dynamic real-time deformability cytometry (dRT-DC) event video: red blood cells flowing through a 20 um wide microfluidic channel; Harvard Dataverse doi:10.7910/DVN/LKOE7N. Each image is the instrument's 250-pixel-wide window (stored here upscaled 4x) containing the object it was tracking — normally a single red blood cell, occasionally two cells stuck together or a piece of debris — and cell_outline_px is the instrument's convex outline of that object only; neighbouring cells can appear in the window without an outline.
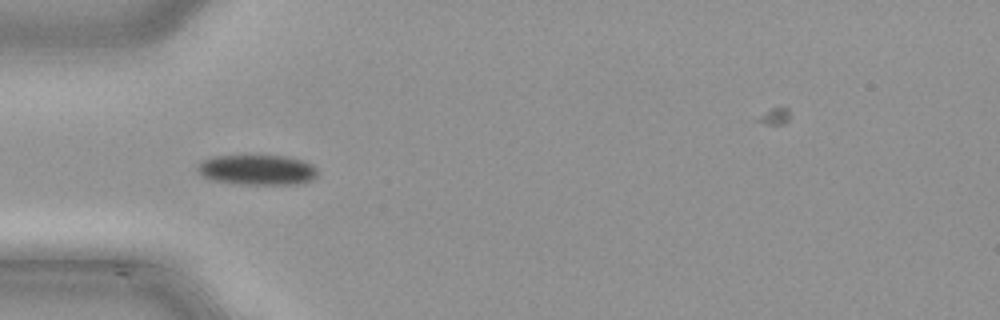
{"species": "common noctule bat (a hibernating species)", "species_latin": "Nyctalus noctula", "temperature_condition": "cold", "stored_images_in_passage": 39, "camera_frame_rate_fps": 3000, "um_per_image_px": 0.085, "animal": {"sex": "male", "body_mass_g": 21.5, "forearm_length_mm": 52.0}, "frame": {"image": 1, "passage_image": 9, "time_ms": 2.667, "image_size_px": [1000, 320], "cell_outline_px": [[316, 176], [308, 180], [292, 184], [244, 184], [212, 180], [204, 176], [196, 168], [204, 160], [212, 156], [288, 156], [312, 164], [316, 168]], "centroid_in_image_um": [21.85, 14.43], "position_along_channel_um": 63.1, "area_um2": 20.63}}
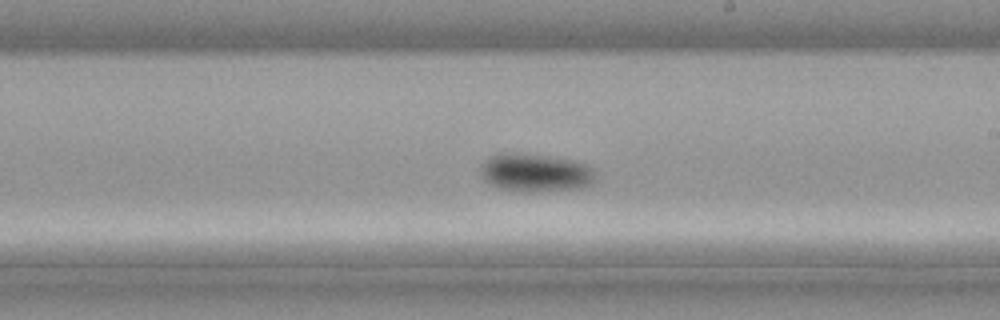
{"frame": {"image": 2, "passage_image": 22, "time_ms": 7.0, "image_size_px": [1000, 320], "cell_outline_px": [[596, 180], [592, 184], [580, 188], [532, 192], [524, 192], [500, 188], [488, 184], [484, 180], [480, 172], [480, 168], [484, 160], [488, 156], [496, 152], [524, 152], [552, 156], [572, 160], [584, 164], [592, 168]], "centroid_in_image_um": [45.45, 14.65], "position_along_channel_um": 243.5, "area_um2": 26.18}}
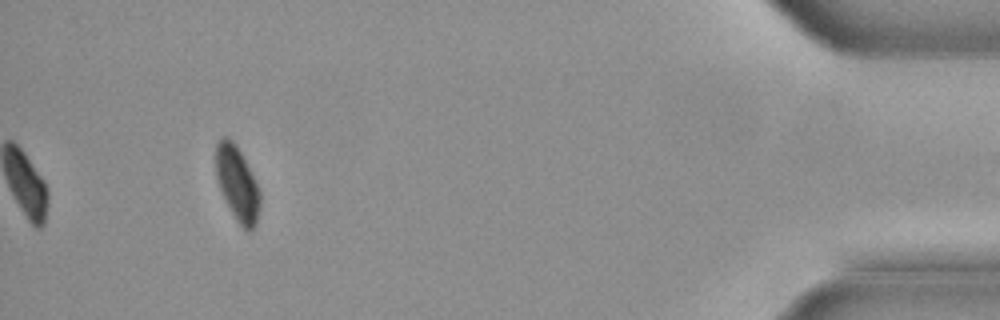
{"frame": {"image": 3, "passage_image": 39, "time_ms": 12.667, "image_size_px": [1000, 320], "cell_outline_px": [[260, 204], [256, 224], [248, 232], [236, 220], [220, 188], [216, 176], [216, 140], [220, 136], [228, 136], [232, 140], [240, 152], [260, 192]], "centroid_in_image_um": [20.15, 15.57], "position_along_channel_um": 415.1, "area_um2": 18.67}}